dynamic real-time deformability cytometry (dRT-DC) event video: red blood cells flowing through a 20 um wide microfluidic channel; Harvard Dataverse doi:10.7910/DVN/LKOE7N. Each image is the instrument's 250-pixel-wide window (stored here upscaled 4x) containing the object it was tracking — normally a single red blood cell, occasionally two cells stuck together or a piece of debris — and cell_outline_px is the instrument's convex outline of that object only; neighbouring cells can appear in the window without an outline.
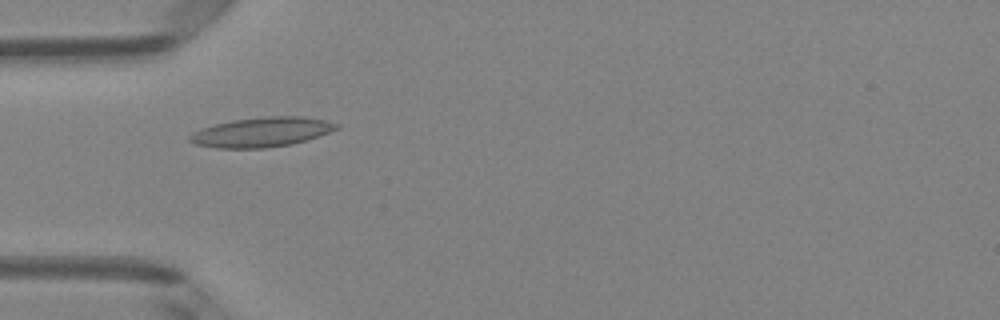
{"species": "Egyptian fruit bat (a non-hibernating species)", "species_latin": "Rousettus aegyptiacus", "temperature_condition": "room temperature", "stored_images_in_passage": 3, "camera_frame_rate_fps": 3000, "um_per_image_px": 0.085, "animal": {"sex": "female"}, "frame": {"image": 1, "passage_image": 1, "time_ms": 0.0, "image_size_px": [1000, 320], "cell_outline_px": [[340, 128], [292, 144], [268, 148], [216, 148], [196, 144], [188, 140], [188, 136], [192, 132], [216, 124], [232, 120], [264, 116], [300, 116], [324, 120], [340, 124]], "centroid_in_image_um": [22.22, 11.23], "position_along_channel_um": 62.8, "area_um2": 25.2}}
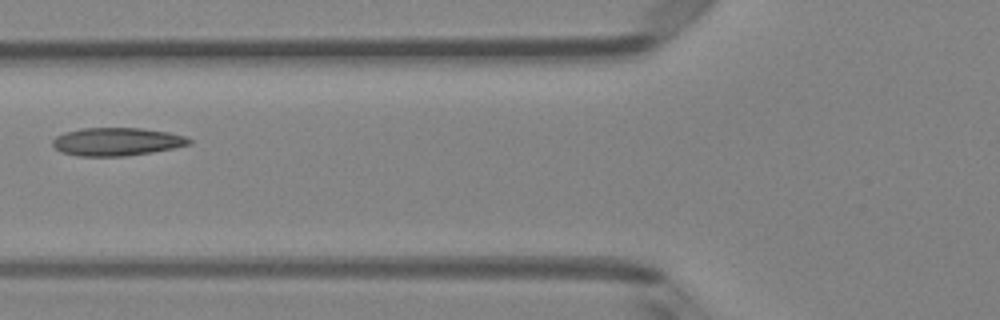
{"frame": {"image": 2, "passage_image": 2, "time_ms": 0.333, "image_size_px": [1000, 320], "cell_outline_px": [[192, 144], [152, 152], [124, 156], [76, 156], [60, 152], [52, 144], [52, 140], [56, 136], [64, 132], [80, 128], [140, 128], [168, 132], [184, 136], [192, 140]], "centroid_in_image_um": [9.89, 12.04], "position_along_channel_um": 115.9, "area_um2": 22.37}}
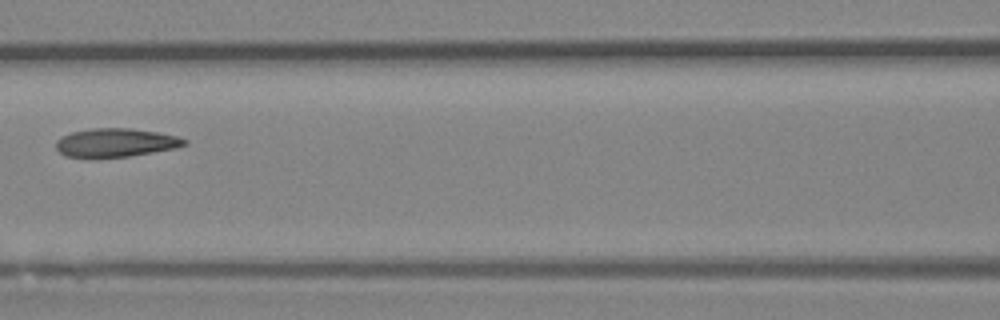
{"frame": {"image": 3, "passage_image": 3, "time_ms": 0.667, "image_size_px": [1000, 320], "cell_outline_px": [[188, 144], [176, 148], [128, 156], [64, 156], [56, 148], [56, 140], [60, 136], [72, 132], [92, 128], [132, 128], [160, 132], [176, 136], [188, 140]], "centroid_in_image_um": [9.86, 12.1], "position_along_channel_um": 156.7, "area_um2": 21.15}}